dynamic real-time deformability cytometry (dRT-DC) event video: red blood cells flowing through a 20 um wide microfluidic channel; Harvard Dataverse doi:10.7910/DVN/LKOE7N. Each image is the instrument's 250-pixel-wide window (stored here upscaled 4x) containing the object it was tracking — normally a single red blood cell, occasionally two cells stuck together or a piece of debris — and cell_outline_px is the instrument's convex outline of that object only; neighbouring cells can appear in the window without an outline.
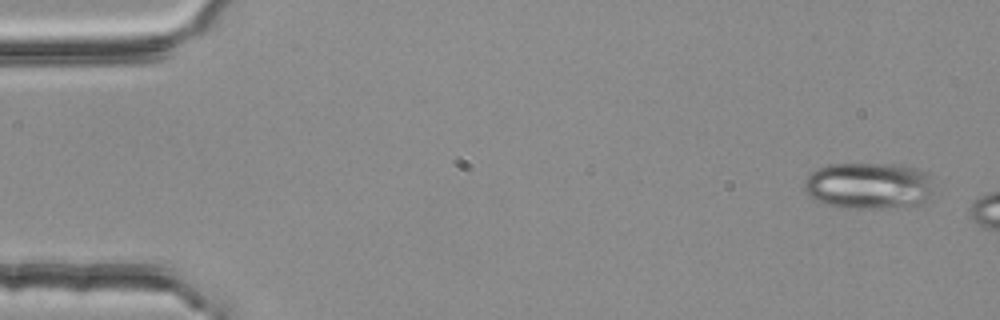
{"species": "common noctule bat (a hibernating species)", "species_latin": "Nyctalus noctula", "temperature_condition": "room temperature", "stored_images_in_passage": 4, "camera_frame_rate_fps": 3000, "um_per_image_px": 0.085, "animal": {"sex": "female", "body_mass_g": 25.1}, "frame": {"image": 1, "passage_image": 1, "time_ms": 0.0, "image_size_px": [1000, 320], "cell_outline_px": [[932, 192], [916, 208], [840, 208], [824, 204], [816, 200], [804, 192], [804, 180], [816, 168], [828, 164], [900, 164], [916, 168], [928, 172]], "centroid_in_image_um": [73.83, 15.8], "position_along_channel_um": 11.2, "area_um2": 35.84}}